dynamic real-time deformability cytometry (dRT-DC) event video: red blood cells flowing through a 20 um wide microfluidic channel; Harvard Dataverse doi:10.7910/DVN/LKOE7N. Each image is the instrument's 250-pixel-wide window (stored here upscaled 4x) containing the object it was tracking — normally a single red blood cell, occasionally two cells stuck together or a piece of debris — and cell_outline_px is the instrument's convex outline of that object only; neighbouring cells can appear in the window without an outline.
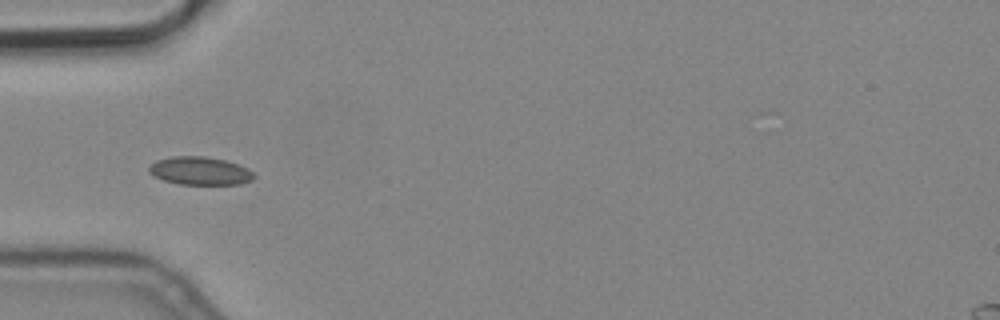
{"species": "common noctule bat (a hibernating species)", "species_latin": "Nyctalus noctula", "temperature_condition": "cold", "stored_images_in_passage": 6, "camera_frame_rate_fps": 3000, "um_per_image_px": 0.085, "animal": {"sex": "male", "body_mass_g": 19.2, "forearm_length_mm": 51.8}, "frame": {"image": 1, "passage_image": 5, "time_ms": 1.333, "image_size_px": [1000, 320], "cell_outline_px": [[256, 176], [252, 180], [240, 184], [180, 184], [164, 180], [152, 176], [148, 172], [148, 168], [156, 160], [172, 156], [204, 156], [224, 160], [248, 168]], "centroid_in_image_um": [16.98, 14.52], "position_along_channel_um": 68.0, "area_um2": 17.17}}
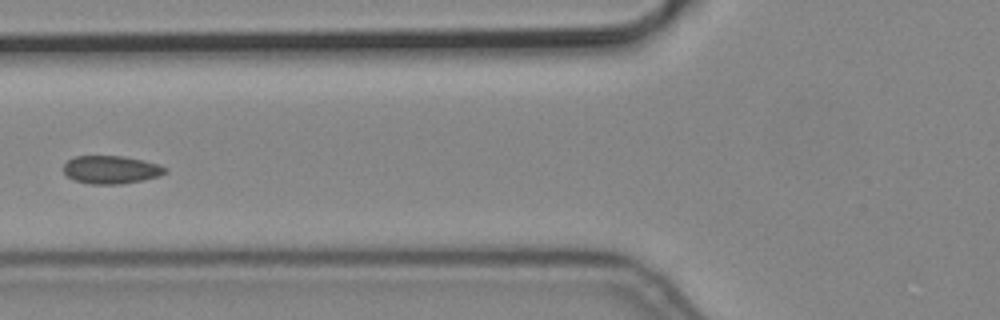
{"frame": {"image": 2, "passage_image": 6, "time_ms": 1.667, "image_size_px": [1000, 320], "cell_outline_px": [[168, 172], [160, 176], [120, 184], [92, 184], [76, 180], [68, 176], [64, 172], [64, 164], [68, 160], [76, 156], [124, 156], [144, 160], [160, 164], [168, 168]], "centroid_in_image_um": [9.5, 14.41], "position_along_channel_um": 116.3, "area_um2": 16.59}}